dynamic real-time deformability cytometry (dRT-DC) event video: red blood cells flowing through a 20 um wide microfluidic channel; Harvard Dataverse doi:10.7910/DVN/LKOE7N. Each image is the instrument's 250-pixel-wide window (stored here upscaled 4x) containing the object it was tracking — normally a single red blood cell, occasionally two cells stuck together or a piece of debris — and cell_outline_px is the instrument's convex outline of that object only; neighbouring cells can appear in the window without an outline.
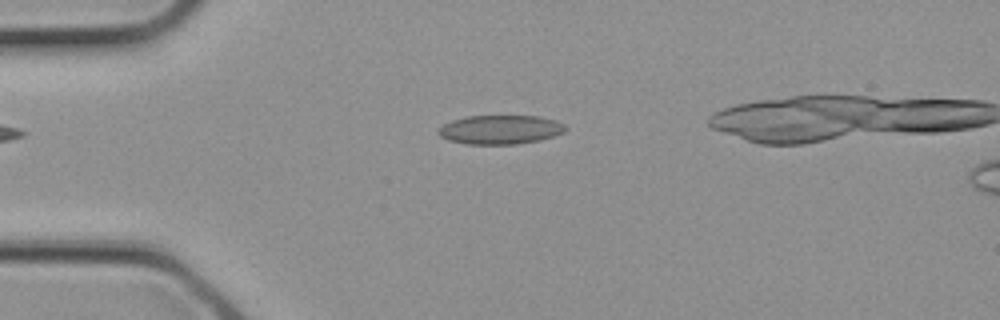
{"species": "common noctule bat (a hibernating species)", "species_latin": "Nyctalus noctula", "temperature_condition": "cold", "stored_images_in_passage": 3, "camera_frame_rate_fps": 3000, "um_per_image_px": 0.085, "animal": {"sex": "female", "body_mass_g": 21.9}, "frame": {"image": 1, "passage_image": 2, "time_ms": 0.333, "image_size_px": [1000, 320], "cell_outline_px": [[568, 128], [564, 132], [540, 140], [516, 144], [464, 144], [448, 140], [440, 136], [436, 132], [444, 124], [452, 120], [468, 116], [536, 116], [556, 120], [564, 124]], "centroid_in_image_um": [42.52, 11.02], "position_along_channel_um": 42.5, "area_um2": 21.5}}